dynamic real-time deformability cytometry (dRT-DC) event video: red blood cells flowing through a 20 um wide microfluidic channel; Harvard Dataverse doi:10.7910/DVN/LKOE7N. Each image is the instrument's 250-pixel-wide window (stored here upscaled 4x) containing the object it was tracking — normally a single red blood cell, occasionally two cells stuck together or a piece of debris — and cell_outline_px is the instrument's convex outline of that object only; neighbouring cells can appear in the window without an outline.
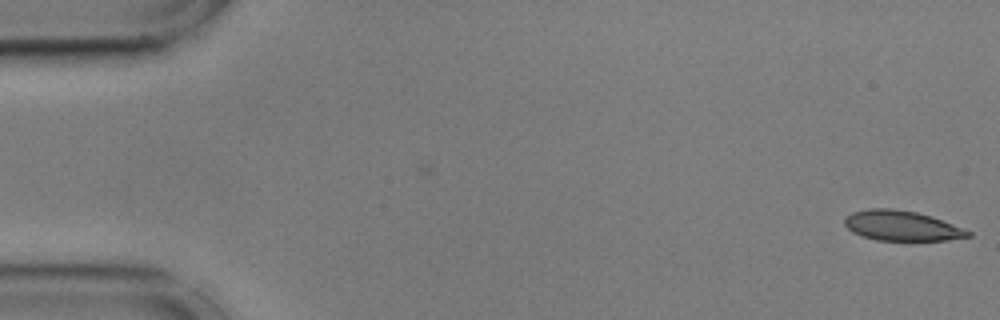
{"species": "common noctule bat (a hibernating species)", "species_latin": "Nyctalus noctula", "temperature_condition": "cold", "stored_images_in_passage": 47, "camera_frame_rate_fps": 3000, "um_per_image_px": 0.085, "animal": {"sex": "male", "body_mass_g": 17.9, "forearm_length_mm": 54.2}, "frame": {"image": 1, "passage_image": 1, "time_ms": 0.0, "image_size_px": [1000, 320], "cell_outline_px": [[972, 236], [948, 240], [876, 240], [860, 236], [852, 232], [844, 224], [844, 216], [852, 212], [868, 208], [892, 208], [916, 212], [932, 216], [972, 232]], "centroid_in_image_um": [76.6, 19.18], "position_along_channel_um": 8.4, "area_um2": 21.73}}
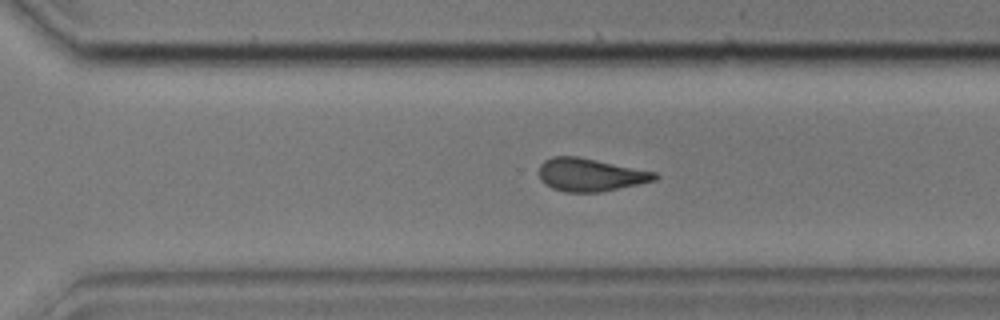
{"frame": {"image": 2, "passage_image": 38, "time_ms": 12.333, "image_size_px": [1000, 320], "cell_outline_px": [[660, 176], [656, 180], [600, 192], [564, 192], [552, 188], [544, 184], [540, 180], [540, 164], [544, 160], [552, 156], [576, 156], [656, 172]], "centroid_in_image_um": [50.15, 14.86], "position_along_channel_um": 320.4, "area_um2": 22.14}}
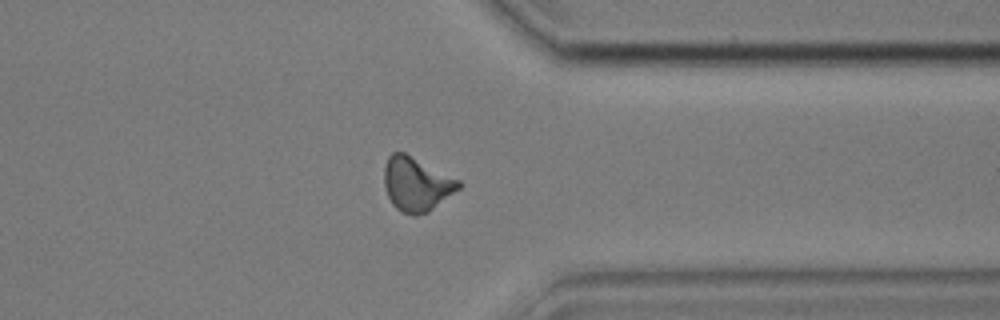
{"frame": {"image": 3, "passage_image": 43, "time_ms": 14.0, "image_size_px": [1000, 320], "cell_outline_px": [[464, 184], [460, 188], [428, 212], [416, 216], [412, 216], [400, 212], [392, 204], [388, 196], [384, 184], [384, 168], [388, 156], [392, 152], [404, 152], [460, 180]], "centroid_in_image_um": [35.39, 15.66], "position_along_channel_um": 376.0, "area_um2": 23.52}, "authors_computed_cell_mechanics": {"area_um2": 22.8888, "velocity_mm_per_s": 3.5984, "shape_relaxation_time_tau1_ms": 5.2952, "shape_relaxation_time_tau2_ms": 1.8233, "deformation_change_tau1": 0.1357, "deformation_change_tau2": 0.0921}}